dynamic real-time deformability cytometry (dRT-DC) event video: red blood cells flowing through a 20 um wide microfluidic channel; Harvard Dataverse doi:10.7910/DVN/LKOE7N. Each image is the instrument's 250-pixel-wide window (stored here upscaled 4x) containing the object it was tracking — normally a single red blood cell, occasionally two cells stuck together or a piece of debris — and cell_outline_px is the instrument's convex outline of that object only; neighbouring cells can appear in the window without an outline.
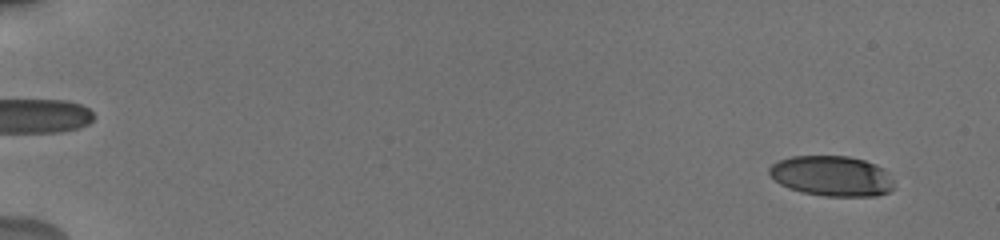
{"species": "human", "species_latin": "Homo sapiens", "temperature_condition": "cold", "stored_images_in_passage": 22, "camera_frame_rate_fps": 3000, "um_per_image_px": 0.085, "donor": {"sex": "male"}, "frame": {"image": 1, "passage_image": 4, "time_ms": 1.0, "image_size_px": [1000, 240], "cell_outline_px": [[892, 188], [888, 192], [876, 196], [824, 196], [804, 192], [788, 188], [780, 184], [768, 172], [768, 168], [772, 164], [780, 160], [792, 156], [848, 156], [864, 160], [876, 164], [884, 168], [892, 180]], "centroid_in_image_um": [70.7, 14.95], "position_along_channel_um": 14.3, "area_um2": 29.19}}
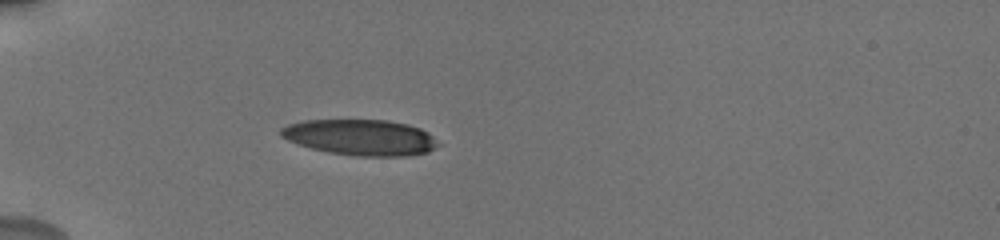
{"frame": {"image": 2, "passage_image": 17, "time_ms": 6.0, "image_size_px": [1000, 240], "cell_outline_px": [[440, 144], [428, 152], [408, 156], [356, 156], [328, 152], [312, 148], [288, 140], [280, 136], [280, 128], [288, 124], [304, 120], [388, 120], [408, 124], [420, 128], [428, 132]], "centroid_in_image_um": [30.66, 11.67], "position_along_channel_um": 54.3, "area_um2": 32.89}}
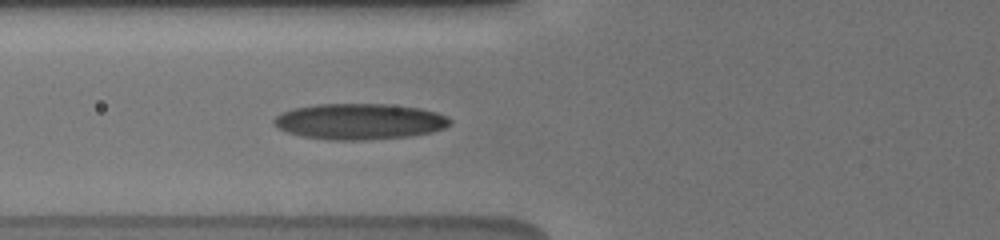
{"frame": {"image": 3, "passage_image": 22, "time_ms": 7.667, "image_size_px": [1000, 240], "cell_outline_px": [[452, 124], [444, 128], [432, 132], [408, 136], [364, 140], [328, 140], [300, 136], [276, 128], [272, 124], [272, 120], [276, 116], [284, 112], [296, 108], [316, 104], [388, 104], [420, 108], [436, 112], [448, 116], [452, 120]], "centroid_in_image_um": [30.56, 10.33], "position_along_channel_um": 95.2, "area_um2": 37.05}}